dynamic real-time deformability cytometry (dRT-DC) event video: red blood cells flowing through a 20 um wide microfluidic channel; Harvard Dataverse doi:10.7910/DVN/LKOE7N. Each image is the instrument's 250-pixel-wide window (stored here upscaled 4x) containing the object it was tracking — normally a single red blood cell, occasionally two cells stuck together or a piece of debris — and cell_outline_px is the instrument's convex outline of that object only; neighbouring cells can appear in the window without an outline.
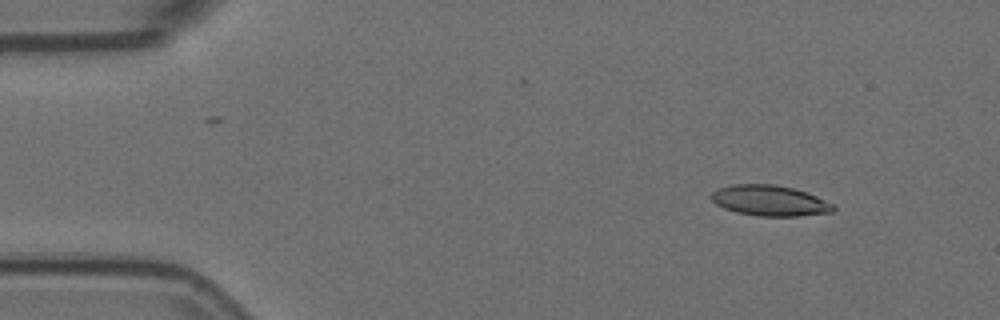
{"species": "Egyptian fruit bat (a non-hibernating species)", "species_latin": "Rousettus aegyptiacus", "temperature_condition": "room temperature", "stored_images_in_passage": 51, "camera_frame_rate_fps": 3000, "um_per_image_px": 0.085, "animal": {"sex": "female"}, "frame": {"image": 1, "passage_image": 1, "time_ms": 0.0, "image_size_px": [1000, 320], "cell_outline_px": [[836, 208], [832, 212], [796, 216], [760, 216], [736, 212], [724, 208], [716, 204], [712, 200], [712, 192], [716, 188], [732, 184], [776, 184], [808, 192], [836, 204]], "centroid_in_image_um": [65.46, 17.04], "position_along_channel_um": 19.5, "area_um2": 21.96}}
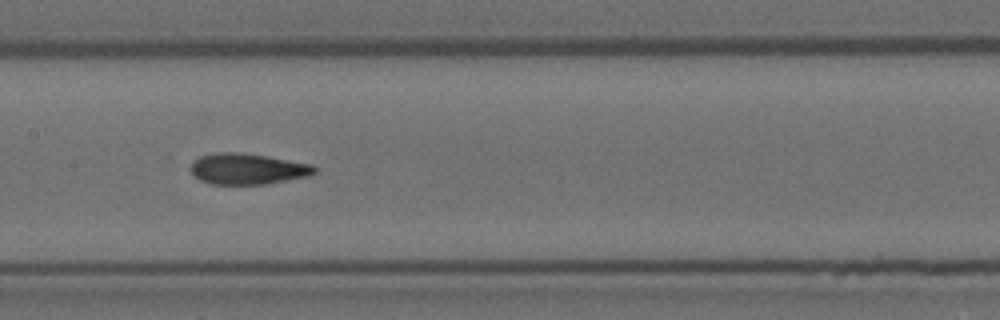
{"frame": {"image": 2, "passage_image": 22, "time_ms": 7.0, "image_size_px": [1000, 320], "cell_outline_px": [[316, 172], [308, 176], [264, 184], [212, 184], [200, 180], [188, 168], [192, 160], [200, 156], [216, 152], [240, 152], [312, 164], [316, 168]], "centroid_in_image_um": [20.99, 14.35], "position_along_channel_um": 186.4, "area_um2": 22.25}}
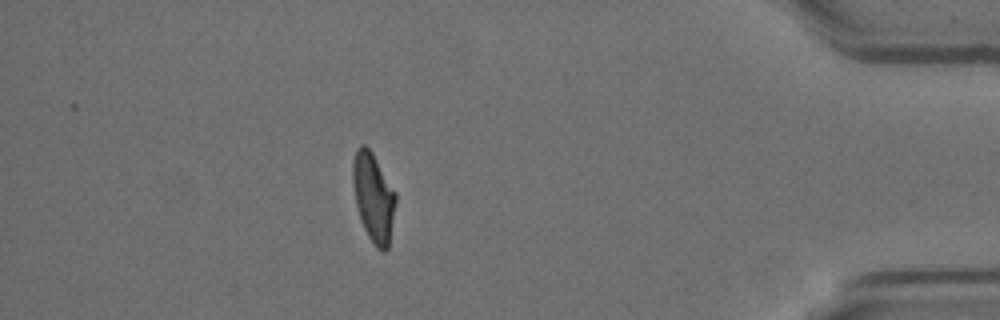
{"frame": {"image": 3, "passage_image": 44, "time_ms": 14.333, "image_size_px": [1000, 320], "cell_outline_px": [[396, 200], [388, 248], [384, 252], [376, 248], [368, 236], [360, 220], [356, 204], [352, 180], [352, 164], [356, 148], [360, 144], [364, 144], [372, 152], [396, 192]], "centroid_in_image_um": [31.73, 16.75], "position_along_channel_um": 403.5, "area_um2": 22.2}, "authors_computed_cell_mechanics": {"area_um2": 22.3686, "velocity_mm_per_s": 3.6092, "shape_relaxation_time_tau1_ms": 8.676, "shape_relaxation_time_tau2_ms": 2.0577, "deformation_change_tau1": 0.2312, "deformation_change_tau2": 0.0877}}